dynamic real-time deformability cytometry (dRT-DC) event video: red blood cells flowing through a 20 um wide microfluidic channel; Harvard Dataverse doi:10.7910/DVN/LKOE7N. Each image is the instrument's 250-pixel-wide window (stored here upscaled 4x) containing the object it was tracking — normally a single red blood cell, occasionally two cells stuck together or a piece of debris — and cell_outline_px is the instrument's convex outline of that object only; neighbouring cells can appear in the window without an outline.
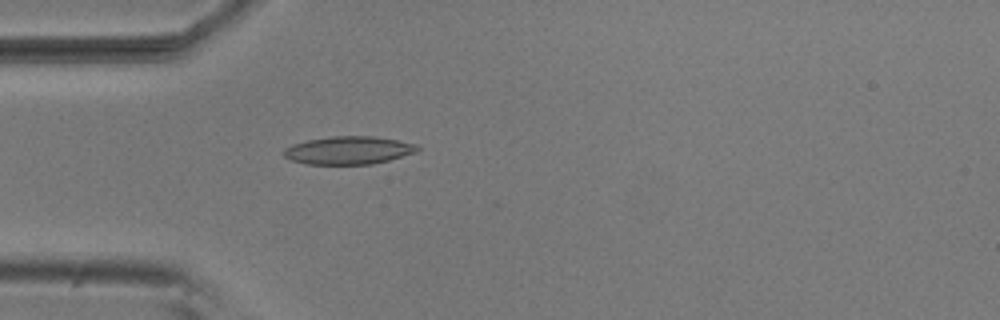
{"species": "common noctule bat (a hibernating species)", "species_latin": "Nyctalus noctula", "temperature_condition": "room temperature", "stored_images_in_passage": 4, "camera_frame_rate_fps": 3000, "um_per_image_px": 0.085, "animal": {"sex": "male", "body_mass_g": 20.5, "forearm_length_mm": 52.5}, "frame": {"image": 1, "passage_image": 4, "time_ms": 1.0, "image_size_px": [1000, 320], "cell_outline_px": [[420, 148], [416, 152], [388, 160], [372, 164], [304, 164], [292, 160], [284, 156], [280, 152], [284, 148], [292, 144], [308, 140], [332, 136], [376, 136], [400, 140], [416, 144]], "centroid_in_image_um": [29.61, 12.77], "position_along_channel_um": 55.4, "area_um2": 21.91}}